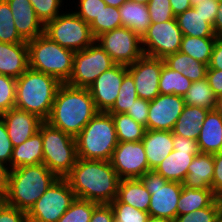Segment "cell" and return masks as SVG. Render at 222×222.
<instances>
[{"label": "cell", "mask_w": 222, "mask_h": 222, "mask_svg": "<svg viewBox=\"0 0 222 222\" xmlns=\"http://www.w3.org/2000/svg\"><path fill=\"white\" fill-rule=\"evenodd\" d=\"M65 178L79 199L110 204L117 198L120 178L110 161L77 158Z\"/></svg>", "instance_id": "1"}, {"label": "cell", "mask_w": 222, "mask_h": 222, "mask_svg": "<svg viewBox=\"0 0 222 222\" xmlns=\"http://www.w3.org/2000/svg\"><path fill=\"white\" fill-rule=\"evenodd\" d=\"M97 112L88 88L62 83L46 122L64 133L76 137Z\"/></svg>", "instance_id": "2"}, {"label": "cell", "mask_w": 222, "mask_h": 222, "mask_svg": "<svg viewBox=\"0 0 222 222\" xmlns=\"http://www.w3.org/2000/svg\"><path fill=\"white\" fill-rule=\"evenodd\" d=\"M57 178L44 163L9 170L2 200L27 213Z\"/></svg>", "instance_id": "3"}, {"label": "cell", "mask_w": 222, "mask_h": 222, "mask_svg": "<svg viewBox=\"0 0 222 222\" xmlns=\"http://www.w3.org/2000/svg\"><path fill=\"white\" fill-rule=\"evenodd\" d=\"M62 83L53 76L28 68L16 79L15 107L46 121Z\"/></svg>", "instance_id": "4"}, {"label": "cell", "mask_w": 222, "mask_h": 222, "mask_svg": "<svg viewBox=\"0 0 222 222\" xmlns=\"http://www.w3.org/2000/svg\"><path fill=\"white\" fill-rule=\"evenodd\" d=\"M75 139L78 158L110 161L118 144L111 114L97 112Z\"/></svg>", "instance_id": "5"}, {"label": "cell", "mask_w": 222, "mask_h": 222, "mask_svg": "<svg viewBox=\"0 0 222 222\" xmlns=\"http://www.w3.org/2000/svg\"><path fill=\"white\" fill-rule=\"evenodd\" d=\"M29 49V68L55 77L67 83L74 62L73 50L61 47L44 33L27 41Z\"/></svg>", "instance_id": "6"}, {"label": "cell", "mask_w": 222, "mask_h": 222, "mask_svg": "<svg viewBox=\"0 0 222 222\" xmlns=\"http://www.w3.org/2000/svg\"><path fill=\"white\" fill-rule=\"evenodd\" d=\"M43 140V163L58 178H65L77 161L75 137L44 121L39 128Z\"/></svg>", "instance_id": "7"}, {"label": "cell", "mask_w": 222, "mask_h": 222, "mask_svg": "<svg viewBox=\"0 0 222 222\" xmlns=\"http://www.w3.org/2000/svg\"><path fill=\"white\" fill-rule=\"evenodd\" d=\"M44 26V34L61 47L81 51L95 42L90 25L70 7ZM68 10V11H67Z\"/></svg>", "instance_id": "8"}, {"label": "cell", "mask_w": 222, "mask_h": 222, "mask_svg": "<svg viewBox=\"0 0 222 222\" xmlns=\"http://www.w3.org/2000/svg\"><path fill=\"white\" fill-rule=\"evenodd\" d=\"M140 179L151 195L149 216L175 220L183 183L168 181L155 170L147 171Z\"/></svg>", "instance_id": "9"}, {"label": "cell", "mask_w": 222, "mask_h": 222, "mask_svg": "<svg viewBox=\"0 0 222 222\" xmlns=\"http://www.w3.org/2000/svg\"><path fill=\"white\" fill-rule=\"evenodd\" d=\"M66 178H57L27 212L28 222H57L76 199Z\"/></svg>", "instance_id": "10"}, {"label": "cell", "mask_w": 222, "mask_h": 222, "mask_svg": "<svg viewBox=\"0 0 222 222\" xmlns=\"http://www.w3.org/2000/svg\"><path fill=\"white\" fill-rule=\"evenodd\" d=\"M115 65L111 57L96 43L74 54L72 73L67 84L89 88L106 70Z\"/></svg>", "instance_id": "11"}, {"label": "cell", "mask_w": 222, "mask_h": 222, "mask_svg": "<svg viewBox=\"0 0 222 222\" xmlns=\"http://www.w3.org/2000/svg\"><path fill=\"white\" fill-rule=\"evenodd\" d=\"M95 42L115 64L129 66L144 55L142 38L123 26L101 34Z\"/></svg>", "instance_id": "12"}, {"label": "cell", "mask_w": 222, "mask_h": 222, "mask_svg": "<svg viewBox=\"0 0 222 222\" xmlns=\"http://www.w3.org/2000/svg\"><path fill=\"white\" fill-rule=\"evenodd\" d=\"M183 33L176 18L163 23L150 24L142 37L144 55L162 58L180 51Z\"/></svg>", "instance_id": "13"}, {"label": "cell", "mask_w": 222, "mask_h": 222, "mask_svg": "<svg viewBox=\"0 0 222 222\" xmlns=\"http://www.w3.org/2000/svg\"><path fill=\"white\" fill-rule=\"evenodd\" d=\"M110 162L120 179L141 178L150 170L142 141L118 142Z\"/></svg>", "instance_id": "14"}, {"label": "cell", "mask_w": 222, "mask_h": 222, "mask_svg": "<svg viewBox=\"0 0 222 222\" xmlns=\"http://www.w3.org/2000/svg\"><path fill=\"white\" fill-rule=\"evenodd\" d=\"M164 59L143 55L135 63L127 66L134 79L138 98L147 101L155 99L159 93V82Z\"/></svg>", "instance_id": "15"}, {"label": "cell", "mask_w": 222, "mask_h": 222, "mask_svg": "<svg viewBox=\"0 0 222 222\" xmlns=\"http://www.w3.org/2000/svg\"><path fill=\"white\" fill-rule=\"evenodd\" d=\"M185 105L182 96L159 94L149 101L147 129L172 131Z\"/></svg>", "instance_id": "16"}, {"label": "cell", "mask_w": 222, "mask_h": 222, "mask_svg": "<svg viewBox=\"0 0 222 222\" xmlns=\"http://www.w3.org/2000/svg\"><path fill=\"white\" fill-rule=\"evenodd\" d=\"M127 66L115 64L102 73L88 88L98 112H108L118 97Z\"/></svg>", "instance_id": "17"}, {"label": "cell", "mask_w": 222, "mask_h": 222, "mask_svg": "<svg viewBox=\"0 0 222 222\" xmlns=\"http://www.w3.org/2000/svg\"><path fill=\"white\" fill-rule=\"evenodd\" d=\"M5 122L8 136L12 146L15 147L25 142L39 131L40 125L44 122L36 114L11 108L0 115Z\"/></svg>", "instance_id": "18"}, {"label": "cell", "mask_w": 222, "mask_h": 222, "mask_svg": "<svg viewBox=\"0 0 222 222\" xmlns=\"http://www.w3.org/2000/svg\"><path fill=\"white\" fill-rule=\"evenodd\" d=\"M12 11L19 35L29 41L44 33V24L37 17L30 0H6Z\"/></svg>", "instance_id": "19"}, {"label": "cell", "mask_w": 222, "mask_h": 222, "mask_svg": "<svg viewBox=\"0 0 222 222\" xmlns=\"http://www.w3.org/2000/svg\"><path fill=\"white\" fill-rule=\"evenodd\" d=\"M29 68L27 43L0 42V74L19 78Z\"/></svg>", "instance_id": "20"}, {"label": "cell", "mask_w": 222, "mask_h": 222, "mask_svg": "<svg viewBox=\"0 0 222 222\" xmlns=\"http://www.w3.org/2000/svg\"><path fill=\"white\" fill-rule=\"evenodd\" d=\"M141 141L150 170H154L174 150L172 131L146 129Z\"/></svg>", "instance_id": "21"}, {"label": "cell", "mask_w": 222, "mask_h": 222, "mask_svg": "<svg viewBox=\"0 0 222 222\" xmlns=\"http://www.w3.org/2000/svg\"><path fill=\"white\" fill-rule=\"evenodd\" d=\"M197 142L201 153L216 154L222 151V116L216 110L207 113Z\"/></svg>", "instance_id": "22"}, {"label": "cell", "mask_w": 222, "mask_h": 222, "mask_svg": "<svg viewBox=\"0 0 222 222\" xmlns=\"http://www.w3.org/2000/svg\"><path fill=\"white\" fill-rule=\"evenodd\" d=\"M200 151L173 150L154 170L168 181L183 183L189 165Z\"/></svg>", "instance_id": "23"}, {"label": "cell", "mask_w": 222, "mask_h": 222, "mask_svg": "<svg viewBox=\"0 0 222 222\" xmlns=\"http://www.w3.org/2000/svg\"><path fill=\"white\" fill-rule=\"evenodd\" d=\"M214 175L213 154L199 153L189 165L183 186L194 189L211 188Z\"/></svg>", "instance_id": "24"}, {"label": "cell", "mask_w": 222, "mask_h": 222, "mask_svg": "<svg viewBox=\"0 0 222 222\" xmlns=\"http://www.w3.org/2000/svg\"><path fill=\"white\" fill-rule=\"evenodd\" d=\"M43 163V140L38 131L25 142L13 147L10 170Z\"/></svg>", "instance_id": "25"}, {"label": "cell", "mask_w": 222, "mask_h": 222, "mask_svg": "<svg viewBox=\"0 0 222 222\" xmlns=\"http://www.w3.org/2000/svg\"><path fill=\"white\" fill-rule=\"evenodd\" d=\"M119 14L122 26L131 29L141 38L151 24L147 4H139L128 0L119 7Z\"/></svg>", "instance_id": "26"}, {"label": "cell", "mask_w": 222, "mask_h": 222, "mask_svg": "<svg viewBox=\"0 0 222 222\" xmlns=\"http://www.w3.org/2000/svg\"><path fill=\"white\" fill-rule=\"evenodd\" d=\"M150 198L151 195L140 178L120 179L117 199L121 203L148 212Z\"/></svg>", "instance_id": "27"}, {"label": "cell", "mask_w": 222, "mask_h": 222, "mask_svg": "<svg viewBox=\"0 0 222 222\" xmlns=\"http://www.w3.org/2000/svg\"><path fill=\"white\" fill-rule=\"evenodd\" d=\"M209 111L199 106L185 105L172 130L173 134L197 140L201 125Z\"/></svg>", "instance_id": "28"}, {"label": "cell", "mask_w": 222, "mask_h": 222, "mask_svg": "<svg viewBox=\"0 0 222 222\" xmlns=\"http://www.w3.org/2000/svg\"><path fill=\"white\" fill-rule=\"evenodd\" d=\"M183 36L216 38L213 25L206 22V18L191 7L175 16Z\"/></svg>", "instance_id": "29"}, {"label": "cell", "mask_w": 222, "mask_h": 222, "mask_svg": "<svg viewBox=\"0 0 222 222\" xmlns=\"http://www.w3.org/2000/svg\"><path fill=\"white\" fill-rule=\"evenodd\" d=\"M164 63L168 68L181 73L192 82L206 78L208 65L180 51L167 55L164 58Z\"/></svg>", "instance_id": "30"}, {"label": "cell", "mask_w": 222, "mask_h": 222, "mask_svg": "<svg viewBox=\"0 0 222 222\" xmlns=\"http://www.w3.org/2000/svg\"><path fill=\"white\" fill-rule=\"evenodd\" d=\"M217 198L211 188L194 189L183 186L177 205V216L206 208Z\"/></svg>", "instance_id": "31"}, {"label": "cell", "mask_w": 222, "mask_h": 222, "mask_svg": "<svg viewBox=\"0 0 222 222\" xmlns=\"http://www.w3.org/2000/svg\"><path fill=\"white\" fill-rule=\"evenodd\" d=\"M114 121L118 142H140L146 127L136 122L126 113L111 114Z\"/></svg>", "instance_id": "32"}, {"label": "cell", "mask_w": 222, "mask_h": 222, "mask_svg": "<svg viewBox=\"0 0 222 222\" xmlns=\"http://www.w3.org/2000/svg\"><path fill=\"white\" fill-rule=\"evenodd\" d=\"M183 98L185 104L189 106H199L207 110H215L216 107L217 97L206 78L192 82L190 89Z\"/></svg>", "instance_id": "33"}, {"label": "cell", "mask_w": 222, "mask_h": 222, "mask_svg": "<svg viewBox=\"0 0 222 222\" xmlns=\"http://www.w3.org/2000/svg\"><path fill=\"white\" fill-rule=\"evenodd\" d=\"M216 38L183 36L180 52L209 65Z\"/></svg>", "instance_id": "34"}, {"label": "cell", "mask_w": 222, "mask_h": 222, "mask_svg": "<svg viewBox=\"0 0 222 222\" xmlns=\"http://www.w3.org/2000/svg\"><path fill=\"white\" fill-rule=\"evenodd\" d=\"M192 85L187 77H184L181 73L173 71L165 64L161 69L159 93L160 94H174L184 97Z\"/></svg>", "instance_id": "35"}, {"label": "cell", "mask_w": 222, "mask_h": 222, "mask_svg": "<svg viewBox=\"0 0 222 222\" xmlns=\"http://www.w3.org/2000/svg\"><path fill=\"white\" fill-rule=\"evenodd\" d=\"M122 26L119 8L106 5L90 24L92 35L96 39L101 34Z\"/></svg>", "instance_id": "36"}, {"label": "cell", "mask_w": 222, "mask_h": 222, "mask_svg": "<svg viewBox=\"0 0 222 222\" xmlns=\"http://www.w3.org/2000/svg\"><path fill=\"white\" fill-rule=\"evenodd\" d=\"M0 42L27 43L17 32L12 11L6 0H0Z\"/></svg>", "instance_id": "37"}, {"label": "cell", "mask_w": 222, "mask_h": 222, "mask_svg": "<svg viewBox=\"0 0 222 222\" xmlns=\"http://www.w3.org/2000/svg\"><path fill=\"white\" fill-rule=\"evenodd\" d=\"M136 99H138V96L136 93L134 79L131 74L127 72L123 77L118 97L116 98L113 107L108 111V113H126V111L134 104Z\"/></svg>", "instance_id": "38"}, {"label": "cell", "mask_w": 222, "mask_h": 222, "mask_svg": "<svg viewBox=\"0 0 222 222\" xmlns=\"http://www.w3.org/2000/svg\"><path fill=\"white\" fill-rule=\"evenodd\" d=\"M97 205L95 202L76 198L57 222H90Z\"/></svg>", "instance_id": "39"}, {"label": "cell", "mask_w": 222, "mask_h": 222, "mask_svg": "<svg viewBox=\"0 0 222 222\" xmlns=\"http://www.w3.org/2000/svg\"><path fill=\"white\" fill-rule=\"evenodd\" d=\"M37 17L45 25L48 21L54 20L67 8L68 0H30ZM65 3L67 5H65ZM65 6V7H64Z\"/></svg>", "instance_id": "40"}, {"label": "cell", "mask_w": 222, "mask_h": 222, "mask_svg": "<svg viewBox=\"0 0 222 222\" xmlns=\"http://www.w3.org/2000/svg\"><path fill=\"white\" fill-rule=\"evenodd\" d=\"M70 1L71 0H69L68 7L72 8V10L89 25L106 6V3L103 0H72L71 2Z\"/></svg>", "instance_id": "41"}, {"label": "cell", "mask_w": 222, "mask_h": 222, "mask_svg": "<svg viewBox=\"0 0 222 222\" xmlns=\"http://www.w3.org/2000/svg\"><path fill=\"white\" fill-rule=\"evenodd\" d=\"M110 205L114 211V218L119 222H147L149 218L148 212L136 209L126 203H121L117 198Z\"/></svg>", "instance_id": "42"}, {"label": "cell", "mask_w": 222, "mask_h": 222, "mask_svg": "<svg viewBox=\"0 0 222 222\" xmlns=\"http://www.w3.org/2000/svg\"><path fill=\"white\" fill-rule=\"evenodd\" d=\"M16 79L0 74V115L15 108Z\"/></svg>", "instance_id": "43"}, {"label": "cell", "mask_w": 222, "mask_h": 222, "mask_svg": "<svg viewBox=\"0 0 222 222\" xmlns=\"http://www.w3.org/2000/svg\"><path fill=\"white\" fill-rule=\"evenodd\" d=\"M221 208L217 198L210 206L201 208L185 215L175 218V222H216L217 215Z\"/></svg>", "instance_id": "44"}, {"label": "cell", "mask_w": 222, "mask_h": 222, "mask_svg": "<svg viewBox=\"0 0 222 222\" xmlns=\"http://www.w3.org/2000/svg\"><path fill=\"white\" fill-rule=\"evenodd\" d=\"M151 24L163 23L175 18L170 0H150L148 2Z\"/></svg>", "instance_id": "45"}, {"label": "cell", "mask_w": 222, "mask_h": 222, "mask_svg": "<svg viewBox=\"0 0 222 222\" xmlns=\"http://www.w3.org/2000/svg\"><path fill=\"white\" fill-rule=\"evenodd\" d=\"M13 146L8 136L5 122L0 116V163L10 170Z\"/></svg>", "instance_id": "46"}, {"label": "cell", "mask_w": 222, "mask_h": 222, "mask_svg": "<svg viewBox=\"0 0 222 222\" xmlns=\"http://www.w3.org/2000/svg\"><path fill=\"white\" fill-rule=\"evenodd\" d=\"M0 222H28L27 213L0 199Z\"/></svg>", "instance_id": "47"}, {"label": "cell", "mask_w": 222, "mask_h": 222, "mask_svg": "<svg viewBox=\"0 0 222 222\" xmlns=\"http://www.w3.org/2000/svg\"><path fill=\"white\" fill-rule=\"evenodd\" d=\"M149 110V101L138 98L134 104L126 111V114L132 117L136 122L145 126L147 129V118Z\"/></svg>", "instance_id": "48"}, {"label": "cell", "mask_w": 222, "mask_h": 222, "mask_svg": "<svg viewBox=\"0 0 222 222\" xmlns=\"http://www.w3.org/2000/svg\"><path fill=\"white\" fill-rule=\"evenodd\" d=\"M196 12H199L203 17L206 18V22L214 24L216 19V13L219 8V3L215 0H202L192 6Z\"/></svg>", "instance_id": "49"}, {"label": "cell", "mask_w": 222, "mask_h": 222, "mask_svg": "<svg viewBox=\"0 0 222 222\" xmlns=\"http://www.w3.org/2000/svg\"><path fill=\"white\" fill-rule=\"evenodd\" d=\"M214 175L212 178V190L217 197L222 195V151L213 154Z\"/></svg>", "instance_id": "50"}, {"label": "cell", "mask_w": 222, "mask_h": 222, "mask_svg": "<svg viewBox=\"0 0 222 222\" xmlns=\"http://www.w3.org/2000/svg\"><path fill=\"white\" fill-rule=\"evenodd\" d=\"M114 211L110 204H98L92 213L90 222H112Z\"/></svg>", "instance_id": "51"}, {"label": "cell", "mask_w": 222, "mask_h": 222, "mask_svg": "<svg viewBox=\"0 0 222 222\" xmlns=\"http://www.w3.org/2000/svg\"><path fill=\"white\" fill-rule=\"evenodd\" d=\"M173 149L176 151H200L197 140L173 134Z\"/></svg>", "instance_id": "52"}, {"label": "cell", "mask_w": 222, "mask_h": 222, "mask_svg": "<svg viewBox=\"0 0 222 222\" xmlns=\"http://www.w3.org/2000/svg\"><path fill=\"white\" fill-rule=\"evenodd\" d=\"M206 79L216 97L222 95V70L207 69Z\"/></svg>", "instance_id": "53"}, {"label": "cell", "mask_w": 222, "mask_h": 222, "mask_svg": "<svg viewBox=\"0 0 222 222\" xmlns=\"http://www.w3.org/2000/svg\"><path fill=\"white\" fill-rule=\"evenodd\" d=\"M208 69L222 70V37H216Z\"/></svg>", "instance_id": "54"}, {"label": "cell", "mask_w": 222, "mask_h": 222, "mask_svg": "<svg viewBox=\"0 0 222 222\" xmlns=\"http://www.w3.org/2000/svg\"><path fill=\"white\" fill-rule=\"evenodd\" d=\"M170 5L175 16L193 6L191 0H170Z\"/></svg>", "instance_id": "55"}, {"label": "cell", "mask_w": 222, "mask_h": 222, "mask_svg": "<svg viewBox=\"0 0 222 222\" xmlns=\"http://www.w3.org/2000/svg\"><path fill=\"white\" fill-rule=\"evenodd\" d=\"M9 169L0 163V199H2L7 190Z\"/></svg>", "instance_id": "56"}, {"label": "cell", "mask_w": 222, "mask_h": 222, "mask_svg": "<svg viewBox=\"0 0 222 222\" xmlns=\"http://www.w3.org/2000/svg\"><path fill=\"white\" fill-rule=\"evenodd\" d=\"M213 29L217 37H222V2L219 3V8L216 13V19L213 24Z\"/></svg>", "instance_id": "57"}, {"label": "cell", "mask_w": 222, "mask_h": 222, "mask_svg": "<svg viewBox=\"0 0 222 222\" xmlns=\"http://www.w3.org/2000/svg\"><path fill=\"white\" fill-rule=\"evenodd\" d=\"M106 5L113 6L115 8H119L123 3H125L128 0H103Z\"/></svg>", "instance_id": "58"}, {"label": "cell", "mask_w": 222, "mask_h": 222, "mask_svg": "<svg viewBox=\"0 0 222 222\" xmlns=\"http://www.w3.org/2000/svg\"><path fill=\"white\" fill-rule=\"evenodd\" d=\"M147 222H175V220L169 218L153 217L149 216Z\"/></svg>", "instance_id": "59"}, {"label": "cell", "mask_w": 222, "mask_h": 222, "mask_svg": "<svg viewBox=\"0 0 222 222\" xmlns=\"http://www.w3.org/2000/svg\"><path fill=\"white\" fill-rule=\"evenodd\" d=\"M215 110L222 116V95L217 96Z\"/></svg>", "instance_id": "60"}, {"label": "cell", "mask_w": 222, "mask_h": 222, "mask_svg": "<svg viewBox=\"0 0 222 222\" xmlns=\"http://www.w3.org/2000/svg\"><path fill=\"white\" fill-rule=\"evenodd\" d=\"M216 222H222V208H220L219 213L216 218Z\"/></svg>", "instance_id": "61"}, {"label": "cell", "mask_w": 222, "mask_h": 222, "mask_svg": "<svg viewBox=\"0 0 222 222\" xmlns=\"http://www.w3.org/2000/svg\"><path fill=\"white\" fill-rule=\"evenodd\" d=\"M129 1L136 2V3H139V4H148V2L150 0H129Z\"/></svg>", "instance_id": "62"}, {"label": "cell", "mask_w": 222, "mask_h": 222, "mask_svg": "<svg viewBox=\"0 0 222 222\" xmlns=\"http://www.w3.org/2000/svg\"><path fill=\"white\" fill-rule=\"evenodd\" d=\"M200 1H202V0H191V4H192V5H195V4H197L198 2H200Z\"/></svg>", "instance_id": "63"}, {"label": "cell", "mask_w": 222, "mask_h": 222, "mask_svg": "<svg viewBox=\"0 0 222 222\" xmlns=\"http://www.w3.org/2000/svg\"><path fill=\"white\" fill-rule=\"evenodd\" d=\"M219 199V202H220V205H221V208H222V195L220 197H218Z\"/></svg>", "instance_id": "64"}, {"label": "cell", "mask_w": 222, "mask_h": 222, "mask_svg": "<svg viewBox=\"0 0 222 222\" xmlns=\"http://www.w3.org/2000/svg\"><path fill=\"white\" fill-rule=\"evenodd\" d=\"M112 222H119L116 218H114L113 220H112Z\"/></svg>", "instance_id": "65"}]
</instances>
